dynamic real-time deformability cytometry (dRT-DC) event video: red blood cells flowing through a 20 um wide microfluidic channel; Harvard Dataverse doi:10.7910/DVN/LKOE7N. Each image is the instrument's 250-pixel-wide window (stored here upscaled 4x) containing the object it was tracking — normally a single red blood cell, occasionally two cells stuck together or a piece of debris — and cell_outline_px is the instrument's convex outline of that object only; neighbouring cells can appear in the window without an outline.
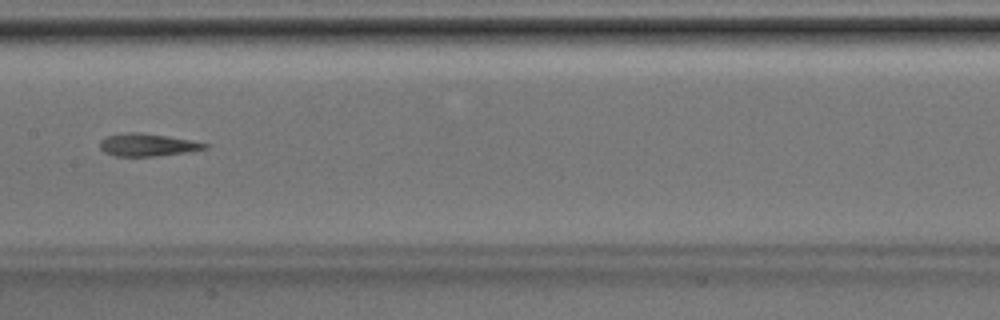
{"species": "Egyptian fruit bat (a non-hibernating species)", "species_latin": "Rousettus aegyptiacus", "temperature_condition": "room temperature", "stored_images_in_passage": 36, "camera_frame_rate_fps": 3000, "um_per_image_px": 0.085, "animal": {"sex": "male"}, "frame": {"image": 1, "passage_image": 21, "time_ms": 6.667, "image_size_px": [1000, 320], "cell_outline_px": [[208, 148], [184, 152], [156, 156], [116, 156], [104, 152], [100, 148], [100, 140], [108, 136], [124, 132], [140, 132], [188, 140], [208, 144]], "centroid_in_image_um": [12.47, 12.31], "position_along_channel_um": 194.9, "area_um2": 13.53}}
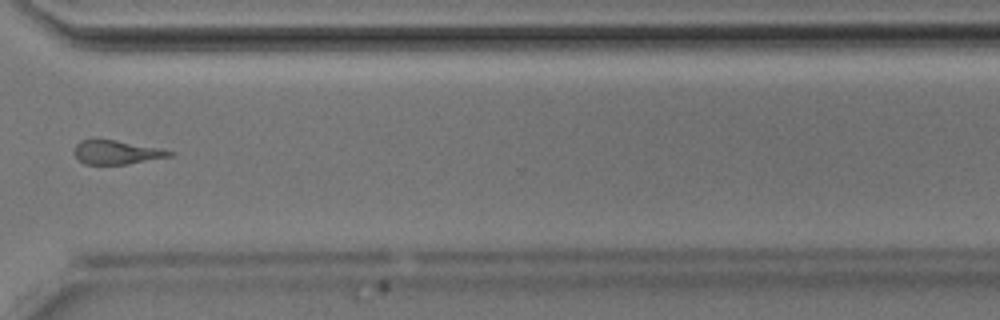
{"frame": {"image": 2, "passage_image": 31, "time_ms": 10.0, "image_size_px": [1000, 320], "cell_outline_px": [[176, 152], [172, 156], [124, 164], [84, 164], [72, 152], [76, 144], [80, 140], [116, 140], [160, 148]], "centroid_in_image_um": [9.9, 12.94], "position_along_channel_um": 360.7, "area_um2": 13.12}}